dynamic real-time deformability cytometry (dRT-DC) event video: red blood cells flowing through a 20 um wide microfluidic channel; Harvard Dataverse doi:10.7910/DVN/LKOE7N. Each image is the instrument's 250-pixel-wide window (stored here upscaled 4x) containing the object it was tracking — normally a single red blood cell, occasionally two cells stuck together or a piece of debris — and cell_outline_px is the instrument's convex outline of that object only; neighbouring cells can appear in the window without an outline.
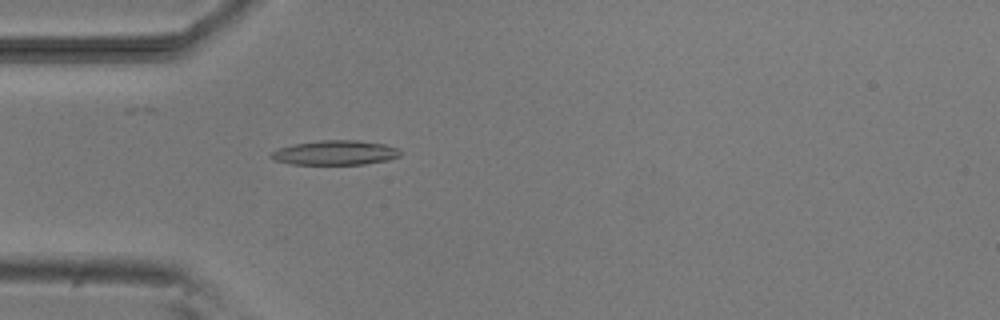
{"species": "common noctule bat (a hibernating species)", "species_latin": "Nyctalus noctula", "temperature_condition": "room temperature", "stored_images_in_passage": 4, "camera_frame_rate_fps": 3000, "um_per_image_px": 0.085, "animal": {"sex": "male", "body_mass_g": 20.5, "forearm_length_mm": 52.5}, "frame": {"image": 1, "passage_image": 4, "time_ms": 3.333, "image_size_px": [1000, 320], "cell_outline_px": [[400, 156], [388, 160], [364, 164], [292, 164], [272, 160], [268, 156], [272, 152], [280, 148], [292, 144], [320, 140], [356, 140], [384, 144], [400, 148]], "centroid_in_image_um": [28.48, 12.98], "position_along_channel_um": 56.5, "area_um2": 18.55}}